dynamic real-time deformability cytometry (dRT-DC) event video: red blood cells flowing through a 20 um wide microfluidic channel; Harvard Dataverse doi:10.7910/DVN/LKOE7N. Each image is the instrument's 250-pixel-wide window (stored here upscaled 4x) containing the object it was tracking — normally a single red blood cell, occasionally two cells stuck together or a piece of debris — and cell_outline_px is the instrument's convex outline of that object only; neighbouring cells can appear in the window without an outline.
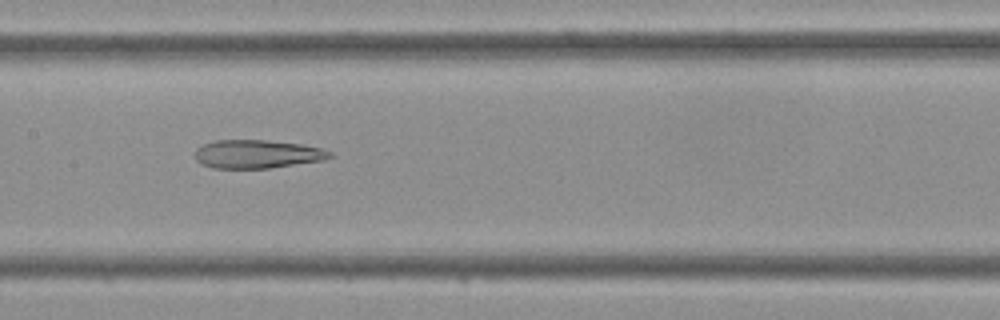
{"species": "Egyptian fruit bat (a non-hibernating species)", "species_latin": "Rousettus aegyptiacus", "temperature_condition": "cold", "stored_images_in_passage": 35, "camera_frame_rate_fps": 3000, "um_per_image_px": 0.085, "frame": {"image": 1, "passage_image": 13, "time_ms": 4.0, "image_size_px": [1000, 320], "cell_outline_px": [[332, 156], [320, 160], [268, 168], [212, 168], [200, 164], [196, 160], [196, 148], [204, 144], [216, 140], [264, 140], [300, 144], [320, 148], [332, 152]], "centroid_in_image_um": [21.8, 13.09], "position_along_channel_um": 185.6, "area_um2": 22.02}}
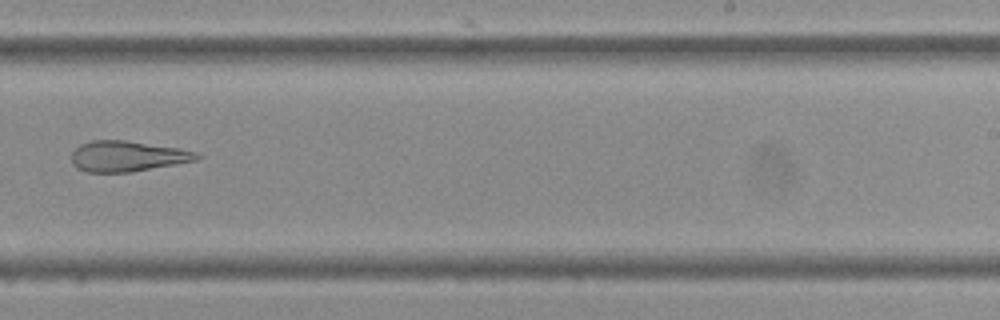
{"frame": {"image": 2, "passage_image": 19, "time_ms": 6.0, "image_size_px": [1000, 320], "cell_outline_px": [[204, 156], [200, 160], [132, 172], [84, 172], [76, 168], [72, 164], [72, 152], [80, 144], [92, 140], [124, 140], [180, 148], [196, 152]], "centroid_in_image_um": [10.86, 13.28], "position_along_channel_um": 278.1, "area_um2": 22.66}}
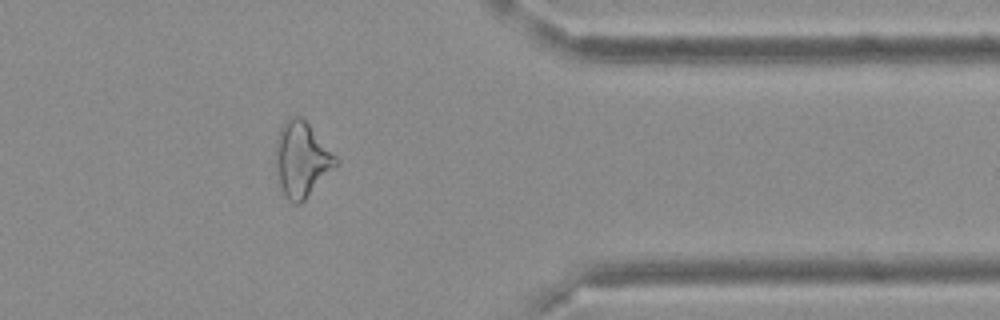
{"frame": {"image": 3, "passage_image": 27, "time_ms": 8.667, "image_size_px": [1000, 320], "cell_outline_px": [[340, 164], [300, 204], [292, 204], [284, 196], [280, 188], [276, 176], [276, 136], [280, 128], [292, 116], [300, 116], [308, 124], [340, 160]], "centroid_in_image_um": [25.65, 13.6], "position_along_channel_um": 385.8, "area_um2": 26.47}}